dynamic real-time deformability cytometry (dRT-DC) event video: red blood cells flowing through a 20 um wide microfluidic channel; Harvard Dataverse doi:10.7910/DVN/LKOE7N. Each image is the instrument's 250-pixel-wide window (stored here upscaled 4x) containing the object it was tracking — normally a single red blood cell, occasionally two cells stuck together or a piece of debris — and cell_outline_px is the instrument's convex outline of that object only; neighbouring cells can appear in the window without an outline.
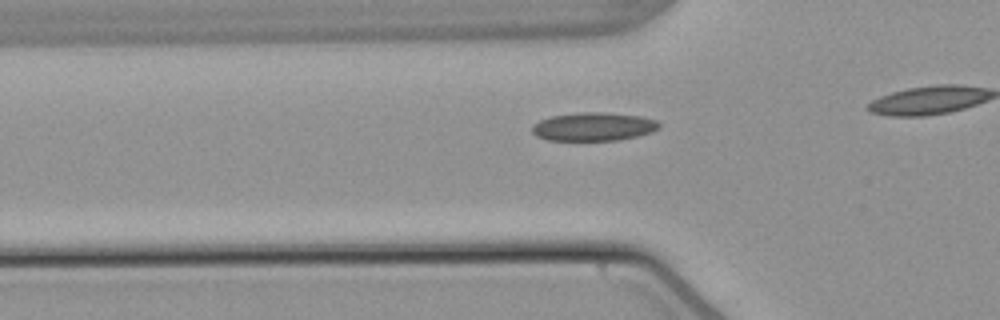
{"species": "common noctule bat (a hibernating species)", "species_latin": "Nyctalus noctula", "temperature_condition": "warm", "stored_images_in_passage": 38, "camera_frame_rate_fps": 3000, "um_per_image_px": 0.085, "animal": {"sex": "male", "body_mass_g": 21.5, "forearm_length_mm": 52.0}, "frame": {"image": 1, "passage_image": 14, "time_ms": 4.333, "image_size_px": [1000, 320], "cell_outline_px": [[660, 128], [652, 132], [620, 140], [548, 140], [536, 136], [532, 132], [532, 124], [540, 120], [552, 116], [580, 112], [604, 112], [640, 116], [656, 120], [660, 124]], "centroid_in_image_um": [50.45, 10.76], "position_along_channel_um": 75.4, "area_um2": 21.04}}
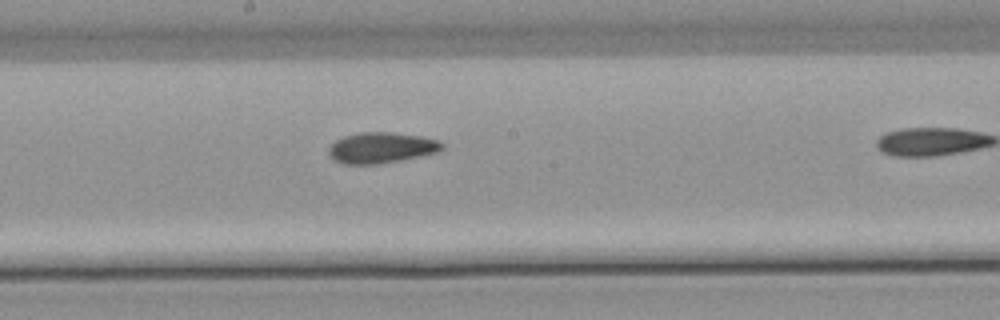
{"frame": {"image": 2, "passage_image": 25, "time_ms": 8.0, "image_size_px": [1000, 320], "cell_outline_px": [[444, 148], [440, 152], [400, 160], [376, 164], [344, 164], [336, 160], [328, 152], [328, 148], [336, 140], [344, 136], [360, 132], [392, 132], [420, 136], [440, 140], [444, 144]], "centroid_in_image_um": [32.46, 12.55], "position_along_channel_um": 215.7, "area_um2": 20.35}}
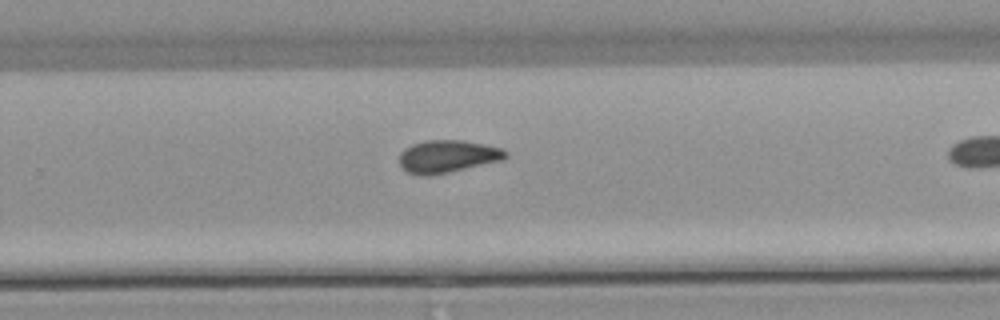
{"frame": {"image": 3, "passage_image": 31, "time_ms": 10.0, "image_size_px": [1000, 320], "cell_outline_px": [[508, 156], [504, 160], [448, 172], [428, 176], [420, 176], [408, 172], [400, 164], [400, 152], [404, 148], [412, 144], [428, 140], [460, 140], [484, 144], [504, 148], [508, 152]], "centroid_in_image_um": [38.07, 13.29], "position_along_channel_um": 291.7, "area_um2": 20.23}}